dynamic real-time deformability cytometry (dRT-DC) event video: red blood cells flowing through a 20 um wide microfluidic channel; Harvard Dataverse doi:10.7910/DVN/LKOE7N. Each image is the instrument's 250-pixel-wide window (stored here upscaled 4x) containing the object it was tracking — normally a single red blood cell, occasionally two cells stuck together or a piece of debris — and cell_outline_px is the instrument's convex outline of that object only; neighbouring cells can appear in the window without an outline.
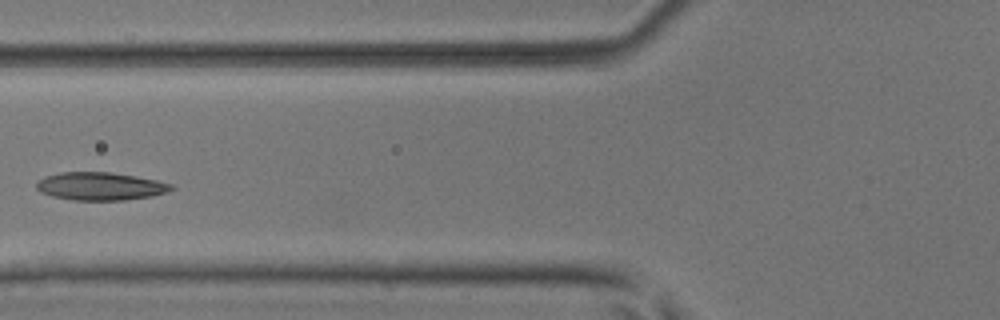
{"species": "common noctule bat (a hibernating species)", "species_latin": "Nyctalus noctula", "temperature_condition": "room temperature", "stored_images_in_passage": 6, "camera_frame_rate_fps": 3000, "um_per_image_px": 0.085, "animal": {"sex": "male", "body_mass_g": 17.9, "forearm_length_mm": 54.2}, "frame": {"image": 1, "passage_image": 5, "time_ms": 1.333, "image_size_px": [1000, 320], "cell_outline_px": [[176, 188], [168, 192], [152, 196], [124, 200], [72, 200], [52, 196], [40, 192], [36, 188], [36, 184], [44, 176], [60, 172], [108, 172], [136, 176], [156, 180], [172, 184]], "centroid_in_image_um": [8.54, 15.83], "position_along_channel_um": 117.3, "area_um2": 22.02}}
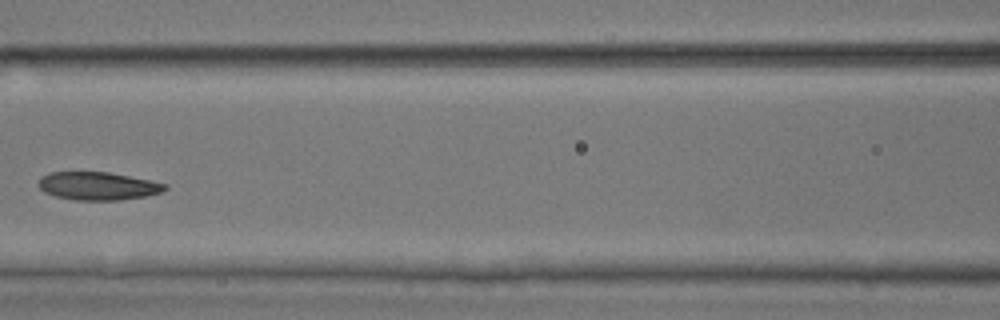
{"frame": {"image": 2, "passage_image": 6, "time_ms": 1.667, "image_size_px": [1000, 320], "cell_outline_px": [[168, 188], [160, 192], [144, 196], [116, 200], [76, 200], [56, 196], [44, 192], [36, 184], [40, 176], [48, 172], [108, 172], [152, 180], [168, 184]], "centroid_in_image_um": [8.29, 15.79], "position_along_channel_um": 158.3, "area_um2": 20.75}}